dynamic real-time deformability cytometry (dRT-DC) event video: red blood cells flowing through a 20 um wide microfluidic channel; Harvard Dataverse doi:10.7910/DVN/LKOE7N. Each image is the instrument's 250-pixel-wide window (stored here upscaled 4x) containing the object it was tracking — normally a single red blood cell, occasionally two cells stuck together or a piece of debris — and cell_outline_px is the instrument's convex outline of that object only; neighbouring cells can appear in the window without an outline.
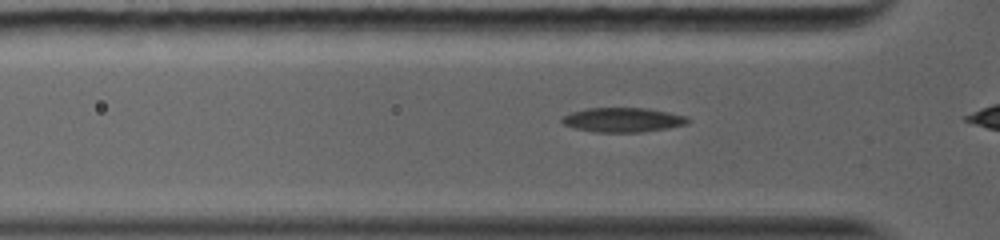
{"species": "common noctule bat (a hibernating species)", "species_latin": "Nyctalus noctula", "temperature_condition": "warm", "stored_images_in_passage": 24, "camera_frame_rate_fps": 5000, "um_per_image_px": 0.085, "animal": {"sex": "female", "body_mass_g": 19.0, "forearm_length_mm": 56.7}, "frame": {"image": 1, "passage_image": 4, "time_ms": 1.2, "image_size_px": [1000, 240], "cell_outline_px": [[692, 120], [688, 124], [640, 132], [596, 132], [576, 128], [564, 124], [560, 120], [564, 116], [572, 112], [588, 108], [644, 108], [668, 112], [688, 116]], "centroid_in_image_um": [52.98, 10.18], "position_along_channel_um": 72.8, "area_um2": 17.74}}
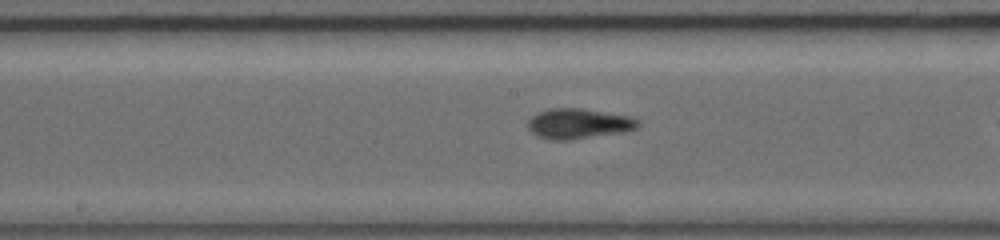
{"frame": {"image": 2, "passage_image": 12, "time_ms": 4.2, "image_size_px": [1000, 240], "cell_outline_px": [[640, 124], [636, 128], [624, 132], [572, 140], [548, 140], [532, 132], [528, 128], [528, 120], [532, 116], [548, 108], [580, 108], [628, 116], [640, 120]], "centroid_in_image_um": [49.18, 10.52], "position_along_channel_um": 199.0, "area_um2": 19.36}}
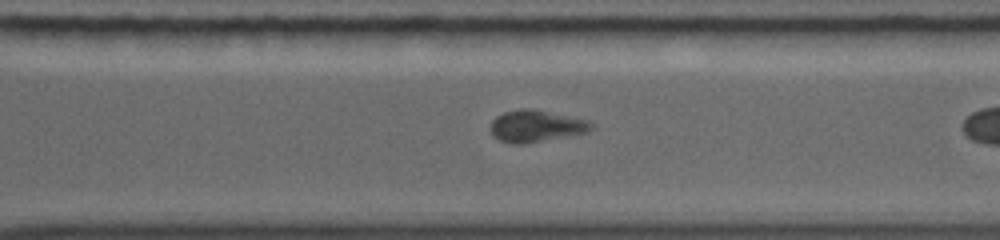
{"frame": {"image": 3, "passage_image": 20, "time_ms": 7.2, "image_size_px": [1000, 240], "cell_outline_px": [[596, 128], [588, 132], [524, 144], [512, 144], [500, 140], [492, 136], [492, 120], [496, 116], [504, 112], [520, 108], [532, 108], [588, 120]], "centroid_in_image_um": [45.58, 10.71], "position_along_channel_um": 325.0, "area_um2": 18.73}}